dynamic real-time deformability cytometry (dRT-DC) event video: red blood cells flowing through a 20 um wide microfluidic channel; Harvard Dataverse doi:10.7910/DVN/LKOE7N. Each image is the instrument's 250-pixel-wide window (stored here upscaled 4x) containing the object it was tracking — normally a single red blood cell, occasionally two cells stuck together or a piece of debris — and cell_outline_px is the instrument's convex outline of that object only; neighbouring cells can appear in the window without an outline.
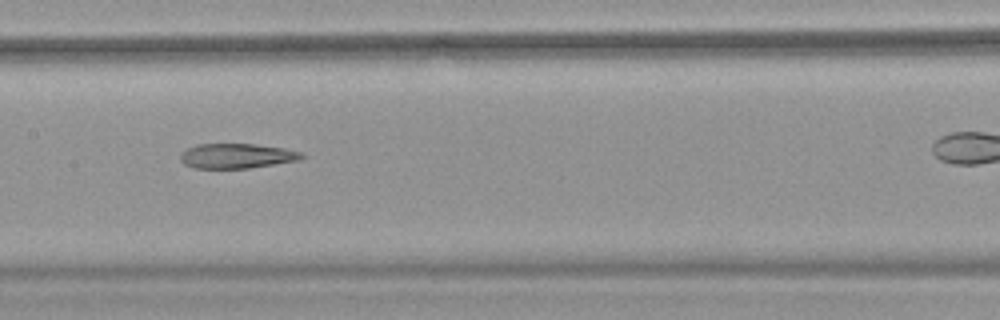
{"species": "common noctule bat (a hibernating species)", "species_latin": "Nyctalus noctula", "temperature_condition": "warm", "stored_images_in_passage": 41, "camera_frame_rate_fps": 3000, "um_per_image_px": 0.085, "animal": {"sex": "female", "body_mass_g": 18.4}, "frame": {"image": 1, "passage_image": 24, "time_ms": 7.667, "image_size_px": [1000, 320], "cell_outline_px": [[304, 156], [296, 160], [248, 168], [196, 168], [184, 164], [180, 160], [180, 152], [196, 144], [256, 144], [284, 148], [300, 152]], "centroid_in_image_um": [20.05, 13.24], "position_along_channel_um": 187.4, "area_um2": 17.34}}